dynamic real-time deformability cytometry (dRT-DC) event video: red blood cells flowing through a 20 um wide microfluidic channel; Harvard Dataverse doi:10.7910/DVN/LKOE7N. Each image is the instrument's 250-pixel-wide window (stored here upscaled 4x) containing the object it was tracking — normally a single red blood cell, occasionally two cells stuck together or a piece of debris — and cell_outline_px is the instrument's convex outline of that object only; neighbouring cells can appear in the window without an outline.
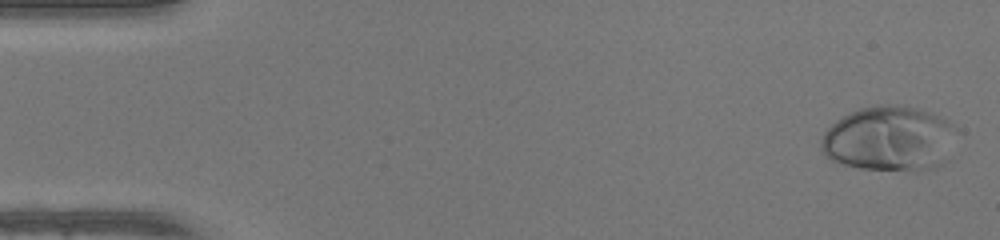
{"species": "human", "species_latin": "Homo sapiens", "temperature_condition": "warm", "stored_images_in_passage": 49, "camera_frame_rate_fps": 3000, "um_per_image_px": 0.085, "donor": {"sex": "female"}, "frame": {"image": 1, "passage_image": 2, "time_ms": 0.333, "image_size_px": [1000, 240], "cell_outline_px": [[956, 128], [944, 164], [936, 168], [920, 172], [912, 172], [860, 168], [844, 164], [832, 160], [820, 148], [820, 140], [824, 132], [836, 120], [860, 108], [876, 104], [904, 104], [920, 108], [940, 116], [948, 120]], "centroid_in_image_um": [75.61, 11.79], "position_along_channel_um": 9.4, "area_um2": 51.96}}
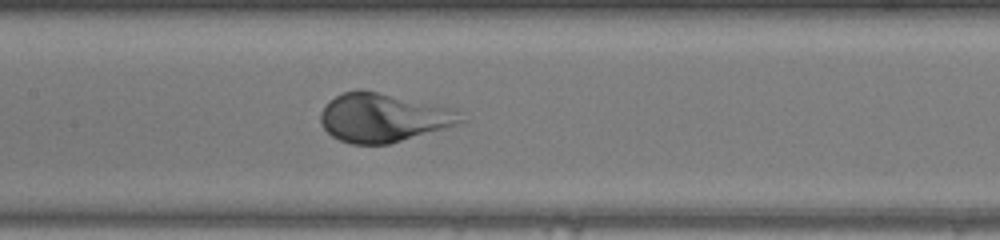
{"frame": {"image": 2, "passage_image": 24, "time_ms": 7.667, "image_size_px": [1000, 240], "cell_outline_px": [[468, 120], [444, 128], [388, 144], [352, 144], [340, 140], [332, 136], [320, 124], [320, 112], [324, 104], [328, 100], [344, 92], [356, 88], [360, 88], [448, 108]], "centroid_in_image_um": [32.46, 10.0], "position_along_channel_um": 174.9, "area_um2": 39.25}}
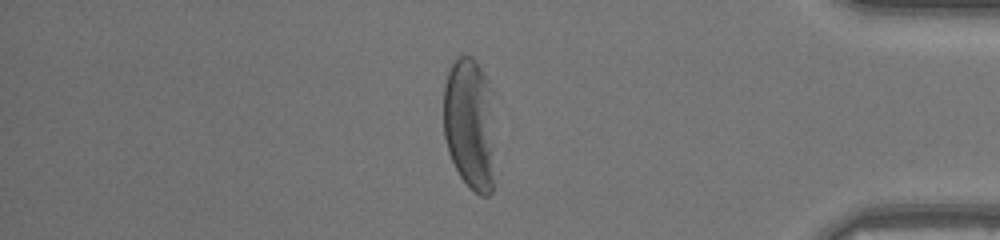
{"frame": {"image": 3, "passage_image": 42, "time_ms": 13.667, "image_size_px": [1000, 240], "cell_outline_px": [[492, 192], [488, 196], [480, 196], [468, 188], [460, 176], [448, 152], [444, 136], [444, 84], [448, 72], [456, 56], [472, 56], [476, 60], [488, 80], [492, 88]], "centroid_in_image_um": [39.91, 10.5], "position_along_channel_um": 395.3, "area_um2": 39.88}}